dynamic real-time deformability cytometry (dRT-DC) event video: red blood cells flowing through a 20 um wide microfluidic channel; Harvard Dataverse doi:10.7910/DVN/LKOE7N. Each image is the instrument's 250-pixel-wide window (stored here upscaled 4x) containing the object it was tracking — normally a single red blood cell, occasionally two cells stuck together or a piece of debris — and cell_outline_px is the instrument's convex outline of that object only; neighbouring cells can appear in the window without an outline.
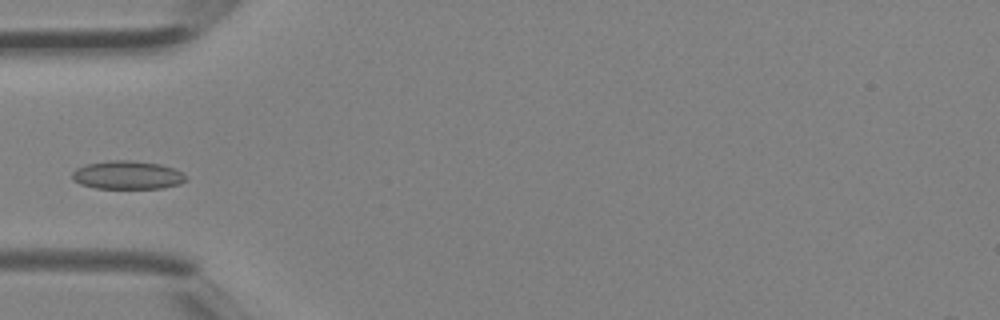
{"species": "Egyptian fruit bat (a non-hibernating species)", "species_latin": "Rousettus aegyptiacus", "temperature_condition": "room temperature", "stored_images_in_passage": 3, "camera_frame_rate_fps": 3000, "um_per_image_px": 0.085, "animal": {"sex": "female"}, "frame": {"image": 1, "passage_image": 3, "time_ms": 0.667, "image_size_px": [1000, 320], "cell_outline_px": [[188, 180], [180, 184], [160, 188], [96, 188], [80, 184], [72, 180], [72, 172], [76, 168], [84, 164], [108, 160], [132, 160], [160, 164], [172, 168], [188, 176]], "centroid_in_image_um": [10.81, 14.87], "position_along_channel_um": 74.2, "area_um2": 18.96}}